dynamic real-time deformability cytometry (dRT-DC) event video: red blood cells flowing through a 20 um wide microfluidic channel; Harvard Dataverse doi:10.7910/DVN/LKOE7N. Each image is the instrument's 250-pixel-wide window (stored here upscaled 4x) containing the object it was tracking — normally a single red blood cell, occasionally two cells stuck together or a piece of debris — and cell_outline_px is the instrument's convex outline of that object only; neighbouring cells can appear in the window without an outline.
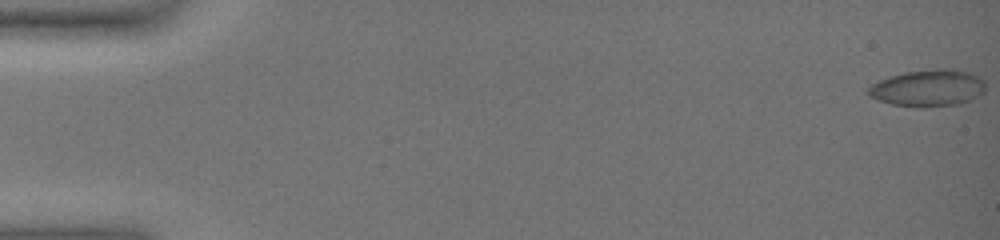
{"species": "common noctule bat (a hibernating species)", "species_latin": "Nyctalus noctula", "temperature_condition": "warm", "stored_images_in_passage": 63, "camera_frame_rate_fps": 3000, "um_per_image_px": 0.085, "animal": {"sex": "female", "body_mass_g": 19.0, "forearm_length_mm": 51.5}, "frame": {"image": 1, "passage_image": 1, "time_ms": 0.0, "image_size_px": [1000, 240], "cell_outline_px": [[984, 92], [960, 104], [924, 108], [916, 108], [892, 104], [868, 96], [868, 88], [872, 84], [880, 80], [904, 72], [968, 72], [984, 80]], "centroid_in_image_um": [78.83, 7.56], "position_along_channel_um": 6.2, "area_um2": 24.04}}
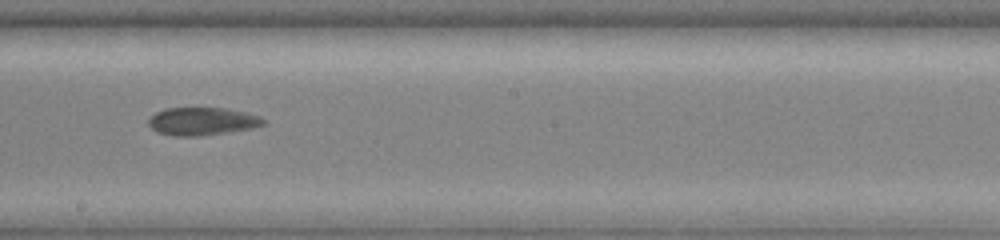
{"frame": {"image": 2, "passage_image": 39, "time_ms": 12.667, "image_size_px": [1000, 240], "cell_outline_px": [[268, 120], [264, 124], [252, 128], [228, 132], [200, 136], [172, 136], [156, 132], [148, 124], [148, 120], [156, 112], [164, 108], [224, 108], [244, 112], [260, 116]], "centroid_in_image_um": [17.18, 10.32], "position_along_channel_um": 231.0, "area_um2": 18.73}}
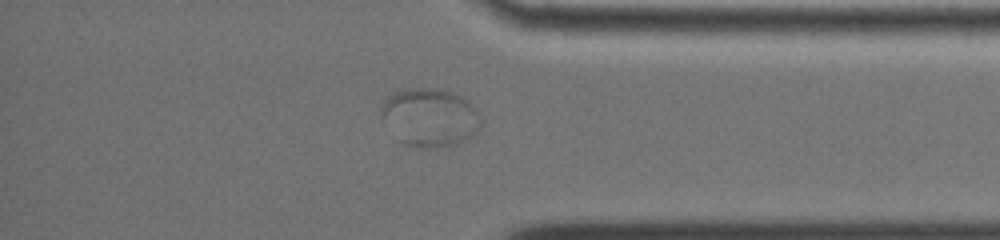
{"frame": {"image": 3, "passage_image": 55, "time_ms": 18.0, "image_size_px": [1000, 240], "cell_outline_px": [[484, 120], [480, 128], [472, 136], [456, 144], [440, 148], [408, 148], [396, 140], [380, 120], [380, 104], [384, 96], [408, 88], [436, 88], [452, 92], [460, 96], [472, 104], [480, 112]], "centroid_in_image_um": [36.48, 10.0], "position_along_channel_um": 398.7, "area_um2": 35.26}}